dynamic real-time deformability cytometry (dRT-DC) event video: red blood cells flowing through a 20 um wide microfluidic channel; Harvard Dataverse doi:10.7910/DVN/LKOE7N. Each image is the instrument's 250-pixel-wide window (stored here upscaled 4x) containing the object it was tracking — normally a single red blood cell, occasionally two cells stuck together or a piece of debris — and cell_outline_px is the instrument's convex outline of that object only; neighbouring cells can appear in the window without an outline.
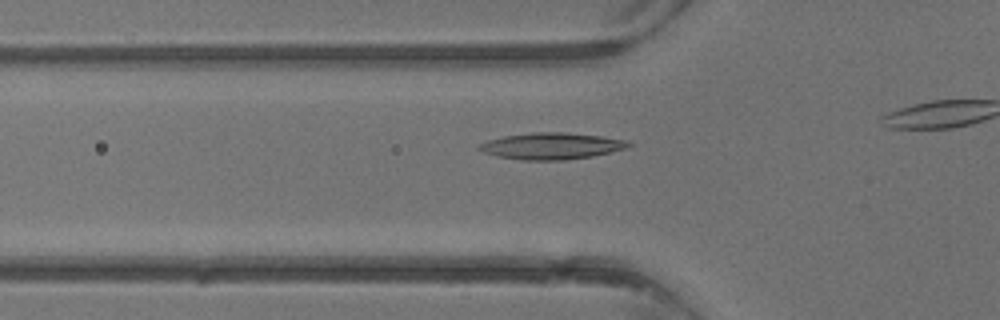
{"species": "common noctule bat (a hibernating species)", "species_latin": "Nyctalus noctula", "temperature_condition": "warm", "stored_images_in_passage": 6, "camera_frame_rate_fps": 3000, "um_per_image_px": 0.085, "animal": {"sex": "male", "body_mass_g": 13.3}, "frame": {"image": 1, "passage_image": 5, "time_ms": 5.0, "image_size_px": [1000, 320], "cell_outline_px": [[632, 144], [628, 148], [612, 152], [592, 156], [564, 160], [520, 160], [496, 156], [484, 152], [476, 148], [476, 144], [488, 140], [504, 136], [532, 132], [564, 132], [600, 136], [624, 140]], "centroid_in_image_um": [46.83, 12.41], "position_along_channel_um": 79.0, "area_um2": 23.18}}